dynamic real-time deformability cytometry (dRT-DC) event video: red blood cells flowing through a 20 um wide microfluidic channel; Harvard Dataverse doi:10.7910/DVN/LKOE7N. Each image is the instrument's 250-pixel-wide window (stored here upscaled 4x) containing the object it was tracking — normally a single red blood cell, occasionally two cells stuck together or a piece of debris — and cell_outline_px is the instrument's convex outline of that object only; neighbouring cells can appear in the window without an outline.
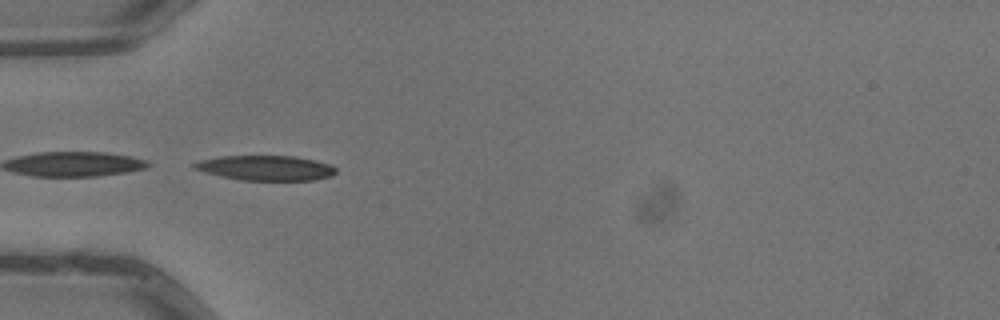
{"species": "common noctule bat (a hibernating species)", "species_latin": "Nyctalus noctula", "temperature_condition": "warm", "stored_images_in_passage": 6, "camera_frame_rate_fps": 3000, "um_per_image_px": 0.085, "animal": {"sex": "male", "body_mass_g": 13.3}, "frame": {"image": 1, "passage_image": 5, "time_ms": 1.333, "image_size_px": [1000, 320], "cell_outline_px": [[336, 172], [332, 176], [312, 180], [240, 180], [220, 176], [204, 172], [192, 168], [192, 164], [200, 160], [224, 156], [296, 156], [332, 164], [336, 168]], "centroid_in_image_um": [22.6, 14.27], "position_along_channel_um": 62.4, "area_um2": 20.63}}